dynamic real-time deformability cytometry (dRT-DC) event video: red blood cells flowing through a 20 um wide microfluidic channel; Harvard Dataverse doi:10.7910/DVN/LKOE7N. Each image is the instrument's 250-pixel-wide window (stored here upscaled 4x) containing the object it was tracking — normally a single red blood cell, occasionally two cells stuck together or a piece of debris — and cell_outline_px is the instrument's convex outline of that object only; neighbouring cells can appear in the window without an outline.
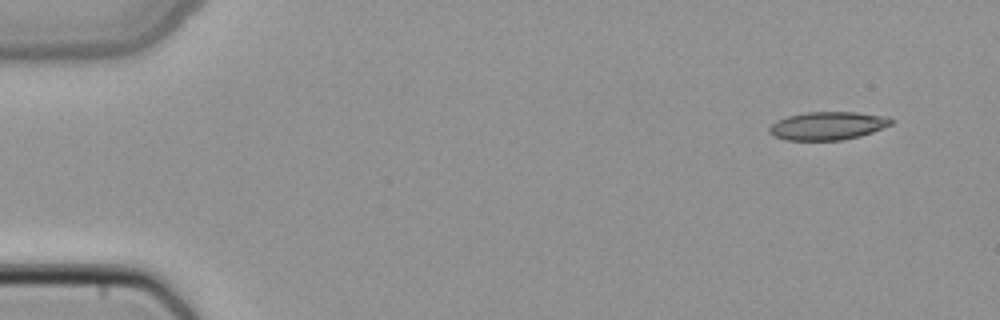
{"species": "common noctule bat (a hibernating species)", "species_latin": "Nyctalus noctula", "temperature_condition": "cold", "stored_images_in_passage": 3, "camera_frame_rate_fps": 3000, "um_per_image_px": 0.085, "animal": {"sex": "female", "body_mass_g": 22.7, "forearm_length_mm": 54.2}, "frame": {"image": 1, "passage_image": 1, "time_ms": 0.0, "image_size_px": [1000, 320], "cell_outline_px": [[892, 124], [872, 132], [860, 136], [844, 140], [784, 140], [772, 136], [768, 132], [768, 128], [776, 120], [788, 116], [804, 112], [856, 112], [888, 116], [892, 120]], "centroid_in_image_um": [70.32, 10.69], "position_along_channel_um": 14.7, "area_um2": 20.17}}
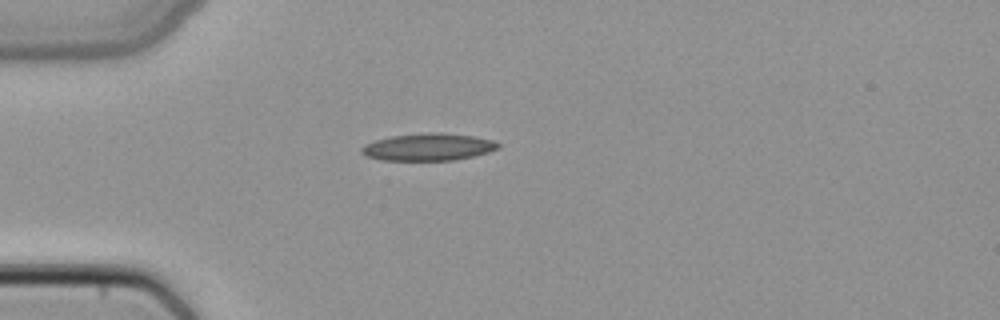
{"frame": {"image": 2, "passage_image": 3, "time_ms": 0.667, "image_size_px": [1000, 320], "cell_outline_px": [[500, 148], [488, 152], [456, 160], [380, 160], [368, 156], [360, 152], [360, 148], [364, 144], [376, 140], [392, 136], [436, 132], [440, 132], [472, 136], [492, 140], [500, 144]], "centroid_in_image_um": [36.4, 12.5], "position_along_channel_um": 48.6, "area_um2": 21.5}}